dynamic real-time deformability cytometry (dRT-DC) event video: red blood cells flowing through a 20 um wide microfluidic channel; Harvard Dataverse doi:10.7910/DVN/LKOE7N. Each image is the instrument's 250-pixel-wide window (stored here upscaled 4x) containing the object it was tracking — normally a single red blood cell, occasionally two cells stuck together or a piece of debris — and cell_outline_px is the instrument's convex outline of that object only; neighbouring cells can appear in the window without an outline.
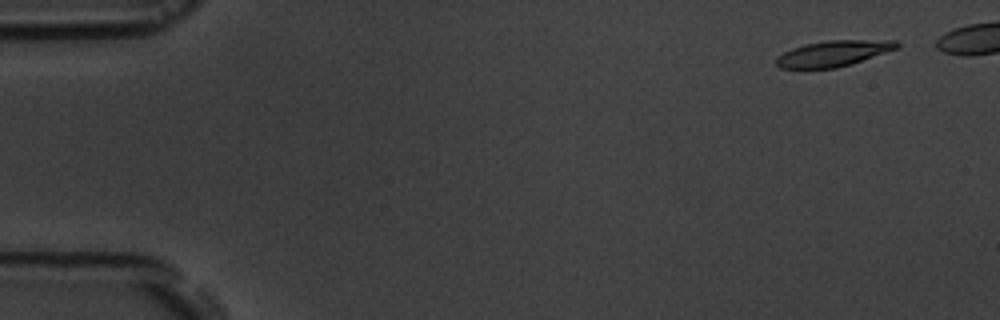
{"species": "common noctule bat (a hibernating species)", "species_latin": "Nyctalus noctula", "temperature_condition": "room temperature", "stored_images_in_passage": 5, "camera_frame_rate_fps": 3000, "um_per_image_px": 0.085, "animal": {"sex": "male", "body_mass_g": 19.5, "forearm_length_mm": 54.6}, "frame": {"image": 1, "passage_image": 1, "time_ms": 0.0, "image_size_px": [1000, 320], "cell_outline_px": [[900, 44], [896, 48], [836, 68], [780, 68], [776, 64], [776, 60], [784, 52], [792, 48], [804, 44], [828, 40], [896, 40]], "centroid_in_image_um": [70.8, 4.53], "position_along_channel_um": 14.2, "area_um2": 17.63}}